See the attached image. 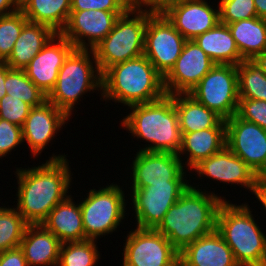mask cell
Here are the masks:
<instances>
[{"label": "cell", "instance_id": "obj_1", "mask_svg": "<svg viewBox=\"0 0 266 266\" xmlns=\"http://www.w3.org/2000/svg\"><path fill=\"white\" fill-rule=\"evenodd\" d=\"M18 189L15 208L28 224H41L66 199L73 177L66 155H53L42 165L16 168ZM68 194V195H67Z\"/></svg>", "mask_w": 266, "mask_h": 266}, {"label": "cell", "instance_id": "obj_2", "mask_svg": "<svg viewBox=\"0 0 266 266\" xmlns=\"http://www.w3.org/2000/svg\"><path fill=\"white\" fill-rule=\"evenodd\" d=\"M191 184L155 228L181 252L188 244L216 230L218 209L226 198ZM198 188V189H197Z\"/></svg>", "mask_w": 266, "mask_h": 266}, {"label": "cell", "instance_id": "obj_3", "mask_svg": "<svg viewBox=\"0 0 266 266\" xmlns=\"http://www.w3.org/2000/svg\"><path fill=\"white\" fill-rule=\"evenodd\" d=\"M130 113L121 121L132 136L148 144L139 151L169 152L177 154L182 144L179 117L171 95L129 106ZM150 143V144H149Z\"/></svg>", "mask_w": 266, "mask_h": 266}, {"label": "cell", "instance_id": "obj_4", "mask_svg": "<svg viewBox=\"0 0 266 266\" xmlns=\"http://www.w3.org/2000/svg\"><path fill=\"white\" fill-rule=\"evenodd\" d=\"M101 81L100 99L126 107L152 102L166 94L163 76L144 55L112 65L102 73Z\"/></svg>", "mask_w": 266, "mask_h": 266}, {"label": "cell", "instance_id": "obj_5", "mask_svg": "<svg viewBox=\"0 0 266 266\" xmlns=\"http://www.w3.org/2000/svg\"><path fill=\"white\" fill-rule=\"evenodd\" d=\"M248 203L223 201L218 209L216 230L231 248L239 266H263L266 234L261 231Z\"/></svg>", "mask_w": 266, "mask_h": 266}, {"label": "cell", "instance_id": "obj_6", "mask_svg": "<svg viewBox=\"0 0 266 266\" xmlns=\"http://www.w3.org/2000/svg\"><path fill=\"white\" fill-rule=\"evenodd\" d=\"M101 78L93 50L74 49L60 68L47 100L70 117L81 96L94 90L101 94Z\"/></svg>", "mask_w": 266, "mask_h": 266}, {"label": "cell", "instance_id": "obj_7", "mask_svg": "<svg viewBox=\"0 0 266 266\" xmlns=\"http://www.w3.org/2000/svg\"><path fill=\"white\" fill-rule=\"evenodd\" d=\"M150 16L130 7L116 19L112 31L92 49L101 74L112 65L143 55L144 33Z\"/></svg>", "mask_w": 266, "mask_h": 266}, {"label": "cell", "instance_id": "obj_8", "mask_svg": "<svg viewBox=\"0 0 266 266\" xmlns=\"http://www.w3.org/2000/svg\"><path fill=\"white\" fill-rule=\"evenodd\" d=\"M80 200L85 240H98L112 234L125 218V194L120 185L111 183L100 189H90Z\"/></svg>", "mask_w": 266, "mask_h": 266}, {"label": "cell", "instance_id": "obj_9", "mask_svg": "<svg viewBox=\"0 0 266 266\" xmlns=\"http://www.w3.org/2000/svg\"><path fill=\"white\" fill-rule=\"evenodd\" d=\"M188 94L223 120L231 118L239 105L237 66L215 64Z\"/></svg>", "mask_w": 266, "mask_h": 266}, {"label": "cell", "instance_id": "obj_10", "mask_svg": "<svg viewBox=\"0 0 266 266\" xmlns=\"http://www.w3.org/2000/svg\"><path fill=\"white\" fill-rule=\"evenodd\" d=\"M188 181H167L144 188H131L132 210L137 228L155 229L164 215L190 186Z\"/></svg>", "mask_w": 266, "mask_h": 266}, {"label": "cell", "instance_id": "obj_11", "mask_svg": "<svg viewBox=\"0 0 266 266\" xmlns=\"http://www.w3.org/2000/svg\"><path fill=\"white\" fill-rule=\"evenodd\" d=\"M122 266H177L179 251L155 229L135 228L125 237Z\"/></svg>", "mask_w": 266, "mask_h": 266}, {"label": "cell", "instance_id": "obj_12", "mask_svg": "<svg viewBox=\"0 0 266 266\" xmlns=\"http://www.w3.org/2000/svg\"><path fill=\"white\" fill-rule=\"evenodd\" d=\"M186 41L164 15H151L145 28L143 55L164 77L175 65Z\"/></svg>", "mask_w": 266, "mask_h": 266}, {"label": "cell", "instance_id": "obj_13", "mask_svg": "<svg viewBox=\"0 0 266 266\" xmlns=\"http://www.w3.org/2000/svg\"><path fill=\"white\" fill-rule=\"evenodd\" d=\"M225 122L226 146L258 177H266V130L237 114Z\"/></svg>", "mask_w": 266, "mask_h": 266}, {"label": "cell", "instance_id": "obj_14", "mask_svg": "<svg viewBox=\"0 0 266 266\" xmlns=\"http://www.w3.org/2000/svg\"><path fill=\"white\" fill-rule=\"evenodd\" d=\"M136 153L131 164V188H144L167 181H189L186 177L187 168L178 154L139 150Z\"/></svg>", "mask_w": 266, "mask_h": 266}, {"label": "cell", "instance_id": "obj_15", "mask_svg": "<svg viewBox=\"0 0 266 266\" xmlns=\"http://www.w3.org/2000/svg\"><path fill=\"white\" fill-rule=\"evenodd\" d=\"M124 13L104 10L71 11L61 34L75 49L92 50L112 31L116 19Z\"/></svg>", "mask_w": 266, "mask_h": 266}, {"label": "cell", "instance_id": "obj_16", "mask_svg": "<svg viewBox=\"0 0 266 266\" xmlns=\"http://www.w3.org/2000/svg\"><path fill=\"white\" fill-rule=\"evenodd\" d=\"M214 66L194 40H187L175 65L163 77L165 93H188Z\"/></svg>", "mask_w": 266, "mask_h": 266}, {"label": "cell", "instance_id": "obj_17", "mask_svg": "<svg viewBox=\"0 0 266 266\" xmlns=\"http://www.w3.org/2000/svg\"><path fill=\"white\" fill-rule=\"evenodd\" d=\"M75 49L61 33H56L24 68L27 77L46 95L56 85L60 68Z\"/></svg>", "mask_w": 266, "mask_h": 266}, {"label": "cell", "instance_id": "obj_18", "mask_svg": "<svg viewBox=\"0 0 266 266\" xmlns=\"http://www.w3.org/2000/svg\"><path fill=\"white\" fill-rule=\"evenodd\" d=\"M195 171L198 177H207L220 183L238 185L248 189L252 194L256 186L258 176L227 146L212 156L201 160L191 171Z\"/></svg>", "mask_w": 266, "mask_h": 266}, {"label": "cell", "instance_id": "obj_19", "mask_svg": "<svg viewBox=\"0 0 266 266\" xmlns=\"http://www.w3.org/2000/svg\"><path fill=\"white\" fill-rule=\"evenodd\" d=\"M70 117L48 100L32 107L22 127L23 141L27 142L33 157L41 155ZM61 128V129H60Z\"/></svg>", "mask_w": 266, "mask_h": 266}, {"label": "cell", "instance_id": "obj_20", "mask_svg": "<svg viewBox=\"0 0 266 266\" xmlns=\"http://www.w3.org/2000/svg\"><path fill=\"white\" fill-rule=\"evenodd\" d=\"M209 4L210 0H185L164 16L186 40H194L220 22L218 4L216 8Z\"/></svg>", "mask_w": 266, "mask_h": 266}, {"label": "cell", "instance_id": "obj_21", "mask_svg": "<svg viewBox=\"0 0 266 266\" xmlns=\"http://www.w3.org/2000/svg\"><path fill=\"white\" fill-rule=\"evenodd\" d=\"M181 266H239L217 230L188 244L179 252Z\"/></svg>", "mask_w": 266, "mask_h": 266}, {"label": "cell", "instance_id": "obj_22", "mask_svg": "<svg viewBox=\"0 0 266 266\" xmlns=\"http://www.w3.org/2000/svg\"><path fill=\"white\" fill-rule=\"evenodd\" d=\"M226 146V122L221 120L214 128L203 129L192 133H182V144L177 153L181 161L185 154L184 167L191 169L201 160L219 152ZM182 154V156H181ZM188 158H187V157Z\"/></svg>", "mask_w": 266, "mask_h": 266}, {"label": "cell", "instance_id": "obj_23", "mask_svg": "<svg viewBox=\"0 0 266 266\" xmlns=\"http://www.w3.org/2000/svg\"><path fill=\"white\" fill-rule=\"evenodd\" d=\"M61 244L42 224H28L19 247L28 266H57Z\"/></svg>", "mask_w": 266, "mask_h": 266}, {"label": "cell", "instance_id": "obj_24", "mask_svg": "<svg viewBox=\"0 0 266 266\" xmlns=\"http://www.w3.org/2000/svg\"><path fill=\"white\" fill-rule=\"evenodd\" d=\"M73 200L72 195H69L57 204L41 223L61 243L85 240L80 203L77 204Z\"/></svg>", "mask_w": 266, "mask_h": 266}, {"label": "cell", "instance_id": "obj_25", "mask_svg": "<svg viewBox=\"0 0 266 266\" xmlns=\"http://www.w3.org/2000/svg\"><path fill=\"white\" fill-rule=\"evenodd\" d=\"M194 41L215 64L238 66L245 60L226 24L219 22L214 28L197 36Z\"/></svg>", "mask_w": 266, "mask_h": 266}, {"label": "cell", "instance_id": "obj_26", "mask_svg": "<svg viewBox=\"0 0 266 266\" xmlns=\"http://www.w3.org/2000/svg\"><path fill=\"white\" fill-rule=\"evenodd\" d=\"M55 34L46 25L28 21L5 63L12 69H24Z\"/></svg>", "mask_w": 266, "mask_h": 266}, {"label": "cell", "instance_id": "obj_27", "mask_svg": "<svg viewBox=\"0 0 266 266\" xmlns=\"http://www.w3.org/2000/svg\"><path fill=\"white\" fill-rule=\"evenodd\" d=\"M171 96L178 113L181 133L214 128L222 120L214 111L196 101L188 93H177Z\"/></svg>", "mask_w": 266, "mask_h": 266}, {"label": "cell", "instance_id": "obj_28", "mask_svg": "<svg viewBox=\"0 0 266 266\" xmlns=\"http://www.w3.org/2000/svg\"><path fill=\"white\" fill-rule=\"evenodd\" d=\"M20 10L28 21L61 33L71 13V0H28Z\"/></svg>", "mask_w": 266, "mask_h": 266}, {"label": "cell", "instance_id": "obj_29", "mask_svg": "<svg viewBox=\"0 0 266 266\" xmlns=\"http://www.w3.org/2000/svg\"><path fill=\"white\" fill-rule=\"evenodd\" d=\"M227 25L245 60H252L266 50V19L252 17Z\"/></svg>", "mask_w": 266, "mask_h": 266}, {"label": "cell", "instance_id": "obj_30", "mask_svg": "<svg viewBox=\"0 0 266 266\" xmlns=\"http://www.w3.org/2000/svg\"><path fill=\"white\" fill-rule=\"evenodd\" d=\"M6 94L19 98L32 107L41 105L47 96L27 77L24 69H12L6 64Z\"/></svg>", "mask_w": 266, "mask_h": 266}, {"label": "cell", "instance_id": "obj_31", "mask_svg": "<svg viewBox=\"0 0 266 266\" xmlns=\"http://www.w3.org/2000/svg\"><path fill=\"white\" fill-rule=\"evenodd\" d=\"M239 98L266 101V75L252 60L237 66Z\"/></svg>", "mask_w": 266, "mask_h": 266}, {"label": "cell", "instance_id": "obj_32", "mask_svg": "<svg viewBox=\"0 0 266 266\" xmlns=\"http://www.w3.org/2000/svg\"><path fill=\"white\" fill-rule=\"evenodd\" d=\"M97 240L62 243L57 266H95L100 259Z\"/></svg>", "mask_w": 266, "mask_h": 266}, {"label": "cell", "instance_id": "obj_33", "mask_svg": "<svg viewBox=\"0 0 266 266\" xmlns=\"http://www.w3.org/2000/svg\"><path fill=\"white\" fill-rule=\"evenodd\" d=\"M27 226L16 208L0 206V252L19 247Z\"/></svg>", "mask_w": 266, "mask_h": 266}, {"label": "cell", "instance_id": "obj_34", "mask_svg": "<svg viewBox=\"0 0 266 266\" xmlns=\"http://www.w3.org/2000/svg\"><path fill=\"white\" fill-rule=\"evenodd\" d=\"M28 22L23 12H16L0 16V61H6L11 55L14 44Z\"/></svg>", "mask_w": 266, "mask_h": 266}, {"label": "cell", "instance_id": "obj_35", "mask_svg": "<svg viewBox=\"0 0 266 266\" xmlns=\"http://www.w3.org/2000/svg\"><path fill=\"white\" fill-rule=\"evenodd\" d=\"M220 23L229 24L257 17L254 0H220Z\"/></svg>", "mask_w": 266, "mask_h": 266}, {"label": "cell", "instance_id": "obj_36", "mask_svg": "<svg viewBox=\"0 0 266 266\" xmlns=\"http://www.w3.org/2000/svg\"><path fill=\"white\" fill-rule=\"evenodd\" d=\"M31 108L21 99L6 94L0 99V118L23 127Z\"/></svg>", "mask_w": 266, "mask_h": 266}, {"label": "cell", "instance_id": "obj_37", "mask_svg": "<svg viewBox=\"0 0 266 266\" xmlns=\"http://www.w3.org/2000/svg\"><path fill=\"white\" fill-rule=\"evenodd\" d=\"M237 115L266 130V101L239 98Z\"/></svg>", "mask_w": 266, "mask_h": 266}, {"label": "cell", "instance_id": "obj_38", "mask_svg": "<svg viewBox=\"0 0 266 266\" xmlns=\"http://www.w3.org/2000/svg\"><path fill=\"white\" fill-rule=\"evenodd\" d=\"M22 143V127L0 118V158L16 150L15 148Z\"/></svg>", "mask_w": 266, "mask_h": 266}, {"label": "cell", "instance_id": "obj_39", "mask_svg": "<svg viewBox=\"0 0 266 266\" xmlns=\"http://www.w3.org/2000/svg\"><path fill=\"white\" fill-rule=\"evenodd\" d=\"M131 7V0H71V11L104 10L126 12Z\"/></svg>", "mask_w": 266, "mask_h": 266}, {"label": "cell", "instance_id": "obj_40", "mask_svg": "<svg viewBox=\"0 0 266 266\" xmlns=\"http://www.w3.org/2000/svg\"><path fill=\"white\" fill-rule=\"evenodd\" d=\"M185 0H131V7L151 15H164Z\"/></svg>", "mask_w": 266, "mask_h": 266}, {"label": "cell", "instance_id": "obj_41", "mask_svg": "<svg viewBox=\"0 0 266 266\" xmlns=\"http://www.w3.org/2000/svg\"><path fill=\"white\" fill-rule=\"evenodd\" d=\"M0 266H28L20 247L0 252Z\"/></svg>", "mask_w": 266, "mask_h": 266}, {"label": "cell", "instance_id": "obj_42", "mask_svg": "<svg viewBox=\"0 0 266 266\" xmlns=\"http://www.w3.org/2000/svg\"><path fill=\"white\" fill-rule=\"evenodd\" d=\"M253 194L263 206L266 214V177L258 178Z\"/></svg>", "mask_w": 266, "mask_h": 266}, {"label": "cell", "instance_id": "obj_43", "mask_svg": "<svg viewBox=\"0 0 266 266\" xmlns=\"http://www.w3.org/2000/svg\"><path fill=\"white\" fill-rule=\"evenodd\" d=\"M18 9L14 0H0V16L14 13Z\"/></svg>", "mask_w": 266, "mask_h": 266}, {"label": "cell", "instance_id": "obj_44", "mask_svg": "<svg viewBox=\"0 0 266 266\" xmlns=\"http://www.w3.org/2000/svg\"><path fill=\"white\" fill-rule=\"evenodd\" d=\"M5 77H6V63L5 61H0V99L6 95L5 89Z\"/></svg>", "mask_w": 266, "mask_h": 266}, {"label": "cell", "instance_id": "obj_45", "mask_svg": "<svg viewBox=\"0 0 266 266\" xmlns=\"http://www.w3.org/2000/svg\"><path fill=\"white\" fill-rule=\"evenodd\" d=\"M257 17L266 19V0H254Z\"/></svg>", "mask_w": 266, "mask_h": 266}, {"label": "cell", "instance_id": "obj_46", "mask_svg": "<svg viewBox=\"0 0 266 266\" xmlns=\"http://www.w3.org/2000/svg\"><path fill=\"white\" fill-rule=\"evenodd\" d=\"M252 61L259 66V68L265 73L266 75V50L257 54Z\"/></svg>", "mask_w": 266, "mask_h": 266}, {"label": "cell", "instance_id": "obj_47", "mask_svg": "<svg viewBox=\"0 0 266 266\" xmlns=\"http://www.w3.org/2000/svg\"><path fill=\"white\" fill-rule=\"evenodd\" d=\"M17 7L20 9L28 0H14Z\"/></svg>", "mask_w": 266, "mask_h": 266}]
</instances>
